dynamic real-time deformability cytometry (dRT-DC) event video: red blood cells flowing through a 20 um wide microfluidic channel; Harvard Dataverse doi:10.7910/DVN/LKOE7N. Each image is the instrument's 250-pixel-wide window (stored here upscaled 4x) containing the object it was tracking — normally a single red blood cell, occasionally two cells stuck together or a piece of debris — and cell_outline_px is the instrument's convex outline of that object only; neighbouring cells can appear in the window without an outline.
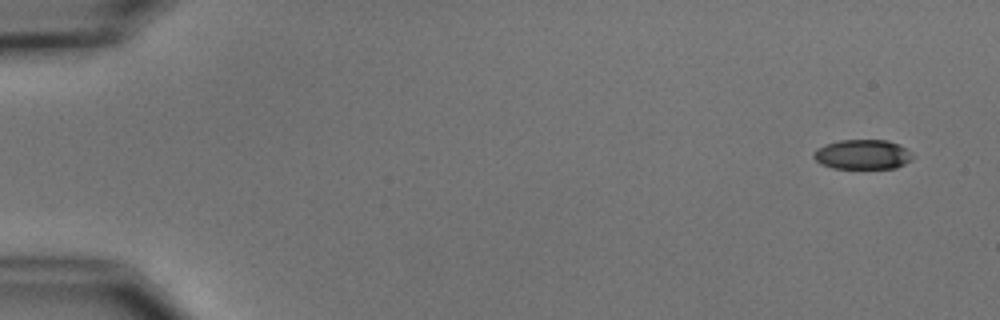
{"species": "common noctule bat (a hibernating species)", "species_latin": "Nyctalus noctula", "temperature_condition": "cold", "stored_images_in_passage": 5, "camera_frame_rate_fps": 3000, "um_per_image_px": 0.085, "animal": {"sex": "male", "body_mass_g": 15.6}, "frame": {"image": 1, "passage_image": 1, "time_ms": 0.0, "image_size_px": [1000, 320], "cell_outline_px": [[912, 160], [896, 168], [832, 168], [820, 164], [812, 156], [816, 148], [824, 144], [840, 140], [888, 140], [912, 152]], "centroid_in_image_um": [73.28, 13.13], "position_along_channel_um": 11.7, "area_um2": 17.17}}
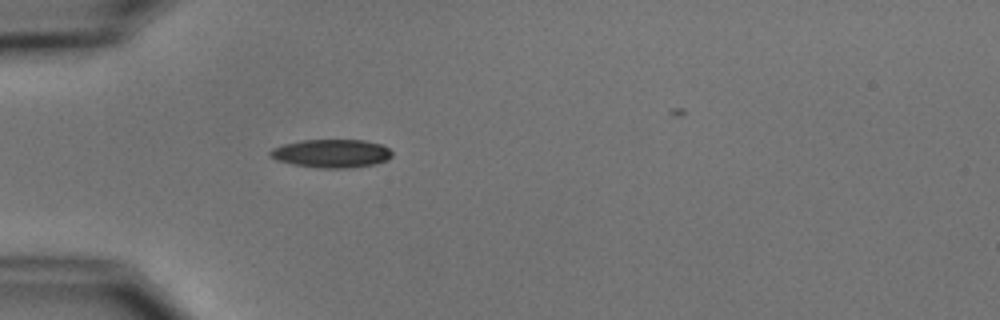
{"frame": {"image": 2, "passage_image": 5, "time_ms": 4.667, "image_size_px": [1000, 320], "cell_outline_px": [[392, 156], [388, 160], [376, 164], [348, 168], [320, 168], [292, 164], [276, 160], [268, 156], [268, 152], [272, 148], [284, 144], [300, 140], [364, 140], [380, 144], [388, 148], [392, 152]], "centroid_in_image_um": [28.16, 13.04], "position_along_channel_um": 56.8, "area_um2": 20.29}}